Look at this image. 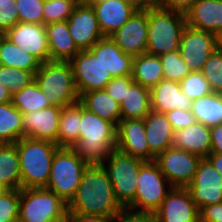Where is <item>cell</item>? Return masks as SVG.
Wrapping results in <instances>:
<instances>
[{"label":"cell","mask_w":222,"mask_h":222,"mask_svg":"<svg viewBox=\"0 0 222 222\" xmlns=\"http://www.w3.org/2000/svg\"><path fill=\"white\" fill-rule=\"evenodd\" d=\"M77 4H90L93 0H74Z\"/></svg>","instance_id":"55"},{"label":"cell","mask_w":222,"mask_h":222,"mask_svg":"<svg viewBox=\"0 0 222 222\" xmlns=\"http://www.w3.org/2000/svg\"><path fill=\"white\" fill-rule=\"evenodd\" d=\"M169 122L171 123V127L174 132L189 127L193 125L196 120L193 114L191 113V109L189 110H180L174 109L168 113H166Z\"/></svg>","instance_id":"45"},{"label":"cell","mask_w":222,"mask_h":222,"mask_svg":"<svg viewBox=\"0 0 222 222\" xmlns=\"http://www.w3.org/2000/svg\"><path fill=\"white\" fill-rule=\"evenodd\" d=\"M34 80L54 106L65 107L79 101L72 66L69 62L49 61L41 63L35 73Z\"/></svg>","instance_id":"5"},{"label":"cell","mask_w":222,"mask_h":222,"mask_svg":"<svg viewBox=\"0 0 222 222\" xmlns=\"http://www.w3.org/2000/svg\"><path fill=\"white\" fill-rule=\"evenodd\" d=\"M40 64L36 57L13 44L8 38L5 37L0 42V65L19 68L35 75Z\"/></svg>","instance_id":"34"},{"label":"cell","mask_w":222,"mask_h":222,"mask_svg":"<svg viewBox=\"0 0 222 222\" xmlns=\"http://www.w3.org/2000/svg\"><path fill=\"white\" fill-rule=\"evenodd\" d=\"M23 138L22 113L11 102L0 103V144H13Z\"/></svg>","instance_id":"33"},{"label":"cell","mask_w":222,"mask_h":222,"mask_svg":"<svg viewBox=\"0 0 222 222\" xmlns=\"http://www.w3.org/2000/svg\"><path fill=\"white\" fill-rule=\"evenodd\" d=\"M180 85L183 93L192 101L213 92L201 71H192L180 81Z\"/></svg>","instance_id":"39"},{"label":"cell","mask_w":222,"mask_h":222,"mask_svg":"<svg viewBox=\"0 0 222 222\" xmlns=\"http://www.w3.org/2000/svg\"><path fill=\"white\" fill-rule=\"evenodd\" d=\"M11 103L22 114L52 106L51 101L48 97H45V94L39 89L35 80L18 93L13 94L11 96Z\"/></svg>","instance_id":"35"},{"label":"cell","mask_w":222,"mask_h":222,"mask_svg":"<svg viewBox=\"0 0 222 222\" xmlns=\"http://www.w3.org/2000/svg\"><path fill=\"white\" fill-rule=\"evenodd\" d=\"M162 0H138L139 8L159 7Z\"/></svg>","instance_id":"52"},{"label":"cell","mask_w":222,"mask_h":222,"mask_svg":"<svg viewBox=\"0 0 222 222\" xmlns=\"http://www.w3.org/2000/svg\"><path fill=\"white\" fill-rule=\"evenodd\" d=\"M80 122L81 103L79 101L62 108L56 143L58 147H73L79 139Z\"/></svg>","instance_id":"30"},{"label":"cell","mask_w":222,"mask_h":222,"mask_svg":"<svg viewBox=\"0 0 222 222\" xmlns=\"http://www.w3.org/2000/svg\"><path fill=\"white\" fill-rule=\"evenodd\" d=\"M215 50L222 53V30L215 34Z\"/></svg>","instance_id":"54"},{"label":"cell","mask_w":222,"mask_h":222,"mask_svg":"<svg viewBox=\"0 0 222 222\" xmlns=\"http://www.w3.org/2000/svg\"><path fill=\"white\" fill-rule=\"evenodd\" d=\"M14 6L20 23L43 24L44 0H15Z\"/></svg>","instance_id":"41"},{"label":"cell","mask_w":222,"mask_h":222,"mask_svg":"<svg viewBox=\"0 0 222 222\" xmlns=\"http://www.w3.org/2000/svg\"><path fill=\"white\" fill-rule=\"evenodd\" d=\"M191 113L196 122L205 126L222 124V94L212 92L192 101Z\"/></svg>","instance_id":"32"},{"label":"cell","mask_w":222,"mask_h":222,"mask_svg":"<svg viewBox=\"0 0 222 222\" xmlns=\"http://www.w3.org/2000/svg\"><path fill=\"white\" fill-rule=\"evenodd\" d=\"M131 77L134 82L148 89L156 86L164 79L160 57L148 53L134 56Z\"/></svg>","instance_id":"29"},{"label":"cell","mask_w":222,"mask_h":222,"mask_svg":"<svg viewBox=\"0 0 222 222\" xmlns=\"http://www.w3.org/2000/svg\"><path fill=\"white\" fill-rule=\"evenodd\" d=\"M121 120L144 119L151 112L150 89L133 82L120 104Z\"/></svg>","instance_id":"28"},{"label":"cell","mask_w":222,"mask_h":222,"mask_svg":"<svg viewBox=\"0 0 222 222\" xmlns=\"http://www.w3.org/2000/svg\"><path fill=\"white\" fill-rule=\"evenodd\" d=\"M112 222H156L154 213L138 212L128 208H123Z\"/></svg>","instance_id":"46"},{"label":"cell","mask_w":222,"mask_h":222,"mask_svg":"<svg viewBox=\"0 0 222 222\" xmlns=\"http://www.w3.org/2000/svg\"><path fill=\"white\" fill-rule=\"evenodd\" d=\"M49 44L50 61L69 62L81 50L69 33L68 22L60 21L45 25Z\"/></svg>","instance_id":"25"},{"label":"cell","mask_w":222,"mask_h":222,"mask_svg":"<svg viewBox=\"0 0 222 222\" xmlns=\"http://www.w3.org/2000/svg\"><path fill=\"white\" fill-rule=\"evenodd\" d=\"M206 158L222 177V154L210 153Z\"/></svg>","instance_id":"51"},{"label":"cell","mask_w":222,"mask_h":222,"mask_svg":"<svg viewBox=\"0 0 222 222\" xmlns=\"http://www.w3.org/2000/svg\"><path fill=\"white\" fill-rule=\"evenodd\" d=\"M15 145L19 154L21 188L46 187L54 153L59 148L57 144L23 137Z\"/></svg>","instance_id":"3"},{"label":"cell","mask_w":222,"mask_h":222,"mask_svg":"<svg viewBox=\"0 0 222 222\" xmlns=\"http://www.w3.org/2000/svg\"><path fill=\"white\" fill-rule=\"evenodd\" d=\"M90 5L95 11L99 28L104 36H110L121 28L139 9L128 0H107Z\"/></svg>","instance_id":"20"},{"label":"cell","mask_w":222,"mask_h":222,"mask_svg":"<svg viewBox=\"0 0 222 222\" xmlns=\"http://www.w3.org/2000/svg\"><path fill=\"white\" fill-rule=\"evenodd\" d=\"M186 14L160 7H148V40L146 53L161 54L179 50Z\"/></svg>","instance_id":"4"},{"label":"cell","mask_w":222,"mask_h":222,"mask_svg":"<svg viewBox=\"0 0 222 222\" xmlns=\"http://www.w3.org/2000/svg\"><path fill=\"white\" fill-rule=\"evenodd\" d=\"M148 8H139L136 13L109 37L126 54L141 55L147 51Z\"/></svg>","instance_id":"13"},{"label":"cell","mask_w":222,"mask_h":222,"mask_svg":"<svg viewBox=\"0 0 222 222\" xmlns=\"http://www.w3.org/2000/svg\"><path fill=\"white\" fill-rule=\"evenodd\" d=\"M172 146L206 158L211 153L210 127L195 122L174 132Z\"/></svg>","instance_id":"26"},{"label":"cell","mask_w":222,"mask_h":222,"mask_svg":"<svg viewBox=\"0 0 222 222\" xmlns=\"http://www.w3.org/2000/svg\"><path fill=\"white\" fill-rule=\"evenodd\" d=\"M68 204L51 190L21 188L19 221L21 222H66Z\"/></svg>","instance_id":"6"},{"label":"cell","mask_w":222,"mask_h":222,"mask_svg":"<svg viewBox=\"0 0 222 222\" xmlns=\"http://www.w3.org/2000/svg\"><path fill=\"white\" fill-rule=\"evenodd\" d=\"M11 96L8 88H5L0 84V103L11 102Z\"/></svg>","instance_id":"53"},{"label":"cell","mask_w":222,"mask_h":222,"mask_svg":"<svg viewBox=\"0 0 222 222\" xmlns=\"http://www.w3.org/2000/svg\"><path fill=\"white\" fill-rule=\"evenodd\" d=\"M103 1H107V0H93L91 3L103 2Z\"/></svg>","instance_id":"59"},{"label":"cell","mask_w":222,"mask_h":222,"mask_svg":"<svg viewBox=\"0 0 222 222\" xmlns=\"http://www.w3.org/2000/svg\"><path fill=\"white\" fill-rule=\"evenodd\" d=\"M67 22L69 33L81 51L89 50L104 37L90 4H77Z\"/></svg>","instance_id":"18"},{"label":"cell","mask_w":222,"mask_h":222,"mask_svg":"<svg viewBox=\"0 0 222 222\" xmlns=\"http://www.w3.org/2000/svg\"><path fill=\"white\" fill-rule=\"evenodd\" d=\"M145 163L114 149L100 164L106 171L113 186L114 197L122 208H127L134 201L137 176Z\"/></svg>","instance_id":"8"},{"label":"cell","mask_w":222,"mask_h":222,"mask_svg":"<svg viewBox=\"0 0 222 222\" xmlns=\"http://www.w3.org/2000/svg\"><path fill=\"white\" fill-rule=\"evenodd\" d=\"M151 110L168 113L174 109H191L192 100L187 97L180 82L162 79L150 89Z\"/></svg>","instance_id":"22"},{"label":"cell","mask_w":222,"mask_h":222,"mask_svg":"<svg viewBox=\"0 0 222 222\" xmlns=\"http://www.w3.org/2000/svg\"><path fill=\"white\" fill-rule=\"evenodd\" d=\"M63 107L49 106L23 116V137L57 143L60 114Z\"/></svg>","instance_id":"19"},{"label":"cell","mask_w":222,"mask_h":222,"mask_svg":"<svg viewBox=\"0 0 222 222\" xmlns=\"http://www.w3.org/2000/svg\"><path fill=\"white\" fill-rule=\"evenodd\" d=\"M199 210L222 202V177L207 158L198 164L193 181L187 187Z\"/></svg>","instance_id":"12"},{"label":"cell","mask_w":222,"mask_h":222,"mask_svg":"<svg viewBox=\"0 0 222 222\" xmlns=\"http://www.w3.org/2000/svg\"><path fill=\"white\" fill-rule=\"evenodd\" d=\"M201 159L196 154L172 146L160 153L155 162L172 187L187 188Z\"/></svg>","instance_id":"10"},{"label":"cell","mask_w":222,"mask_h":222,"mask_svg":"<svg viewBox=\"0 0 222 222\" xmlns=\"http://www.w3.org/2000/svg\"><path fill=\"white\" fill-rule=\"evenodd\" d=\"M130 2H132L133 4L137 5L138 6V0H128Z\"/></svg>","instance_id":"58"},{"label":"cell","mask_w":222,"mask_h":222,"mask_svg":"<svg viewBox=\"0 0 222 222\" xmlns=\"http://www.w3.org/2000/svg\"><path fill=\"white\" fill-rule=\"evenodd\" d=\"M89 50L113 78L131 75L133 56L124 53L109 36L101 38Z\"/></svg>","instance_id":"21"},{"label":"cell","mask_w":222,"mask_h":222,"mask_svg":"<svg viewBox=\"0 0 222 222\" xmlns=\"http://www.w3.org/2000/svg\"><path fill=\"white\" fill-rule=\"evenodd\" d=\"M8 189L4 187L2 184H0V197L6 192Z\"/></svg>","instance_id":"56"},{"label":"cell","mask_w":222,"mask_h":222,"mask_svg":"<svg viewBox=\"0 0 222 222\" xmlns=\"http://www.w3.org/2000/svg\"><path fill=\"white\" fill-rule=\"evenodd\" d=\"M134 201L127 207L138 212L154 213L173 188L155 162H146L137 176Z\"/></svg>","instance_id":"9"},{"label":"cell","mask_w":222,"mask_h":222,"mask_svg":"<svg viewBox=\"0 0 222 222\" xmlns=\"http://www.w3.org/2000/svg\"><path fill=\"white\" fill-rule=\"evenodd\" d=\"M5 38V32L0 29V42Z\"/></svg>","instance_id":"57"},{"label":"cell","mask_w":222,"mask_h":222,"mask_svg":"<svg viewBox=\"0 0 222 222\" xmlns=\"http://www.w3.org/2000/svg\"><path fill=\"white\" fill-rule=\"evenodd\" d=\"M5 37L36 57L41 63L50 61L49 44L44 24L18 22L5 33Z\"/></svg>","instance_id":"17"},{"label":"cell","mask_w":222,"mask_h":222,"mask_svg":"<svg viewBox=\"0 0 222 222\" xmlns=\"http://www.w3.org/2000/svg\"><path fill=\"white\" fill-rule=\"evenodd\" d=\"M199 212L187 188L173 187L154 216L156 222H200Z\"/></svg>","instance_id":"15"},{"label":"cell","mask_w":222,"mask_h":222,"mask_svg":"<svg viewBox=\"0 0 222 222\" xmlns=\"http://www.w3.org/2000/svg\"><path fill=\"white\" fill-rule=\"evenodd\" d=\"M79 102L89 112L112 122L116 127L121 120L120 104L111 98L106 90H94L84 93L79 98Z\"/></svg>","instance_id":"27"},{"label":"cell","mask_w":222,"mask_h":222,"mask_svg":"<svg viewBox=\"0 0 222 222\" xmlns=\"http://www.w3.org/2000/svg\"><path fill=\"white\" fill-rule=\"evenodd\" d=\"M0 184L8 190L21 189V174L17 146L0 144Z\"/></svg>","instance_id":"31"},{"label":"cell","mask_w":222,"mask_h":222,"mask_svg":"<svg viewBox=\"0 0 222 222\" xmlns=\"http://www.w3.org/2000/svg\"><path fill=\"white\" fill-rule=\"evenodd\" d=\"M201 73L208 80L213 92L222 94V53L214 50L202 67Z\"/></svg>","instance_id":"40"},{"label":"cell","mask_w":222,"mask_h":222,"mask_svg":"<svg viewBox=\"0 0 222 222\" xmlns=\"http://www.w3.org/2000/svg\"><path fill=\"white\" fill-rule=\"evenodd\" d=\"M79 139L72 149L89 165H100L116 149L117 127L81 104Z\"/></svg>","instance_id":"2"},{"label":"cell","mask_w":222,"mask_h":222,"mask_svg":"<svg viewBox=\"0 0 222 222\" xmlns=\"http://www.w3.org/2000/svg\"><path fill=\"white\" fill-rule=\"evenodd\" d=\"M88 166L72 148L59 147L54 153L50 178L45 188L56 193L68 204L75 196Z\"/></svg>","instance_id":"7"},{"label":"cell","mask_w":222,"mask_h":222,"mask_svg":"<svg viewBox=\"0 0 222 222\" xmlns=\"http://www.w3.org/2000/svg\"><path fill=\"white\" fill-rule=\"evenodd\" d=\"M116 149L145 162L156 159L146 140L144 119L120 120L116 130Z\"/></svg>","instance_id":"16"},{"label":"cell","mask_w":222,"mask_h":222,"mask_svg":"<svg viewBox=\"0 0 222 222\" xmlns=\"http://www.w3.org/2000/svg\"><path fill=\"white\" fill-rule=\"evenodd\" d=\"M123 208L113 194V186L101 165H89L75 196L68 203V214L114 218Z\"/></svg>","instance_id":"1"},{"label":"cell","mask_w":222,"mask_h":222,"mask_svg":"<svg viewBox=\"0 0 222 222\" xmlns=\"http://www.w3.org/2000/svg\"><path fill=\"white\" fill-rule=\"evenodd\" d=\"M113 218L104 216H89L81 214H68L66 222H112Z\"/></svg>","instance_id":"50"},{"label":"cell","mask_w":222,"mask_h":222,"mask_svg":"<svg viewBox=\"0 0 222 222\" xmlns=\"http://www.w3.org/2000/svg\"><path fill=\"white\" fill-rule=\"evenodd\" d=\"M211 153L222 154V124L210 127Z\"/></svg>","instance_id":"49"},{"label":"cell","mask_w":222,"mask_h":222,"mask_svg":"<svg viewBox=\"0 0 222 222\" xmlns=\"http://www.w3.org/2000/svg\"><path fill=\"white\" fill-rule=\"evenodd\" d=\"M159 57L165 80L180 82L192 72L183 60L179 50L161 54Z\"/></svg>","instance_id":"36"},{"label":"cell","mask_w":222,"mask_h":222,"mask_svg":"<svg viewBox=\"0 0 222 222\" xmlns=\"http://www.w3.org/2000/svg\"><path fill=\"white\" fill-rule=\"evenodd\" d=\"M215 50V34L186 25L179 51L191 71H201Z\"/></svg>","instance_id":"14"},{"label":"cell","mask_w":222,"mask_h":222,"mask_svg":"<svg viewBox=\"0 0 222 222\" xmlns=\"http://www.w3.org/2000/svg\"><path fill=\"white\" fill-rule=\"evenodd\" d=\"M186 18L188 26L216 34L222 30V0H196Z\"/></svg>","instance_id":"23"},{"label":"cell","mask_w":222,"mask_h":222,"mask_svg":"<svg viewBox=\"0 0 222 222\" xmlns=\"http://www.w3.org/2000/svg\"><path fill=\"white\" fill-rule=\"evenodd\" d=\"M133 82L134 80L131 75L115 77L108 82L105 87V90L111 98L121 104L126 95V90L130 87Z\"/></svg>","instance_id":"44"},{"label":"cell","mask_w":222,"mask_h":222,"mask_svg":"<svg viewBox=\"0 0 222 222\" xmlns=\"http://www.w3.org/2000/svg\"><path fill=\"white\" fill-rule=\"evenodd\" d=\"M195 0H162L160 8L186 14Z\"/></svg>","instance_id":"48"},{"label":"cell","mask_w":222,"mask_h":222,"mask_svg":"<svg viewBox=\"0 0 222 222\" xmlns=\"http://www.w3.org/2000/svg\"><path fill=\"white\" fill-rule=\"evenodd\" d=\"M34 78L35 75L32 72L0 65V84L8 88L11 95L29 85Z\"/></svg>","instance_id":"37"},{"label":"cell","mask_w":222,"mask_h":222,"mask_svg":"<svg viewBox=\"0 0 222 222\" xmlns=\"http://www.w3.org/2000/svg\"><path fill=\"white\" fill-rule=\"evenodd\" d=\"M200 222H222V202L200 209Z\"/></svg>","instance_id":"47"},{"label":"cell","mask_w":222,"mask_h":222,"mask_svg":"<svg viewBox=\"0 0 222 222\" xmlns=\"http://www.w3.org/2000/svg\"><path fill=\"white\" fill-rule=\"evenodd\" d=\"M76 5L74 0H44L43 24L67 21Z\"/></svg>","instance_id":"38"},{"label":"cell","mask_w":222,"mask_h":222,"mask_svg":"<svg viewBox=\"0 0 222 222\" xmlns=\"http://www.w3.org/2000/svg\"><path fill=\"white\" fill-rule=\"evenodd\" d=\"M14 2L15 0L0 1V29L5 33L19 22V10Z\"/></svg>","instance_id":"43"},{"label":"cell","mask_w":222,"mask_h":222,"mask_svg":"<svg viewBox=\"0 0 222 222\" xmlns=\"http://www.w3.org/2000/svg\"><path fill=\"white\" fill-rule=\"evenodd\" d=\"M144 123L146 140L155 157L172 147L174 131L166 114L151 110Z\"/></svg>","instance_id":"24"},{"label":"cell","mask_w":222,"mask_h":222,"mask_svg":"<svg viewBox=\"0 0 222 222\" xmlns=\"http://www.w3.org/2000/svg\"><path fill=\"white\" fill-rule=\"evenodd\" d=\"M20 189L8 190L0 197V222L19 219Z\"/></svg>","instance_id":"42"},{"label":"cell","mask_w":222,"mask_h":222,"mask_svg":"<svg viewBox=\"0 0 222 222\" xmlns=\"http://www.w3.org/2000/svg\"><path fill=\"white\" fill-rule=\"evenodd\" d=\"M79 98L87 92L105 90L113 78L99 58L90 50H82L69 61Z\"/></svg>","instance_id":"11"}]
</instances>
